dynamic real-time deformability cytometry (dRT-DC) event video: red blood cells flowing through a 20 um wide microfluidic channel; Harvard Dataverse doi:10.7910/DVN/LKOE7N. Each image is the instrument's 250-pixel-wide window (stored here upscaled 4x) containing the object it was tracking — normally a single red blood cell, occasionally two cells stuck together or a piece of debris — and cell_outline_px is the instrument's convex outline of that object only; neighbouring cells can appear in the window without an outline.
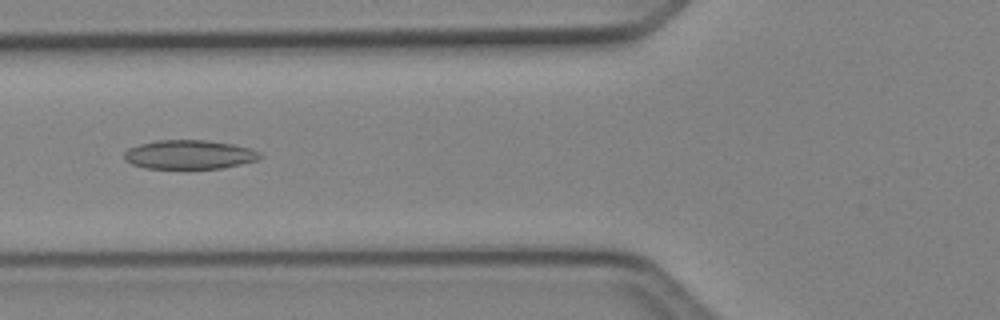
{"species": "Egyptian fruit bat (a non-hibernating species)", "species_latin": "Rousettus aegyptiacus", "temperature_condition": "cold", "stored_images_in_passage": 5, "camera_frame_rate_fps": 3000, "um_per_image_px": 0.085, "animal": {"sex": "female"}, "frame": {"image": 1, "passage_image": 5, "time_ms": 1.333, "image_size_px": [1000, 320], "cell_outline_px": [[264, 156], [256, 160], [224, 168], [144, 168], [132, 164], [124, 160], [124, 152], [128, 148], [140, 144], [156, 140], [208, 140], [232, 144], [252, 148], [260, 152]], "centroid_in_image_um": [16.1, 13.13], "position_along_channel_um": 109.7, "area_um2": 23.06}}